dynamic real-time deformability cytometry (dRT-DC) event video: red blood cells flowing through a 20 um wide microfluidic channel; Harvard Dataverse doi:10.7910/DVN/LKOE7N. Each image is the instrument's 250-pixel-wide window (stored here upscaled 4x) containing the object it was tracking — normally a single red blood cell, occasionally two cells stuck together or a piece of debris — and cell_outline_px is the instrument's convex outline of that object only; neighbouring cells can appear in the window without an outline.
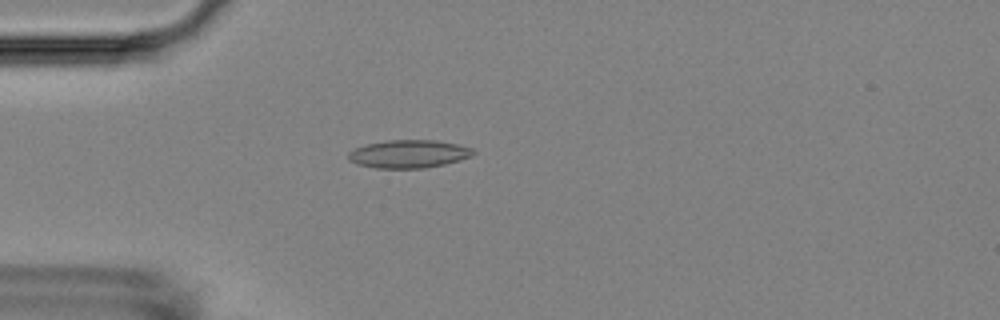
{"species": "Egyptian fruit bat (a non-hibernating species)", "species_latin": "Rousettus aegyptiacus", "temperature_condition": "room temperature", "stored_images_in_passage": 2, "camera_frame_rate_fps": 3000, "um_per_image_px": 0.085, "animal": {"sex": "female"}, "frame": {"image": 1, "passage_image": 2, "time_ms": 1.0, "image_size_px": [1000, 320], "cell_outline_px": [[476, 152], [472, 156], [460, 160], [444, 164], [424, 168], [376, 168], [356, 164], [348, 160], [348, 152], [356, 148], [368, 144], [388, 140], [436, 140], [456, 144], [472, 148]], "centroid_in_image_um": [34.74, 13.09], "position_along_channel_um": 50.3, "area_um2": 20.35}}